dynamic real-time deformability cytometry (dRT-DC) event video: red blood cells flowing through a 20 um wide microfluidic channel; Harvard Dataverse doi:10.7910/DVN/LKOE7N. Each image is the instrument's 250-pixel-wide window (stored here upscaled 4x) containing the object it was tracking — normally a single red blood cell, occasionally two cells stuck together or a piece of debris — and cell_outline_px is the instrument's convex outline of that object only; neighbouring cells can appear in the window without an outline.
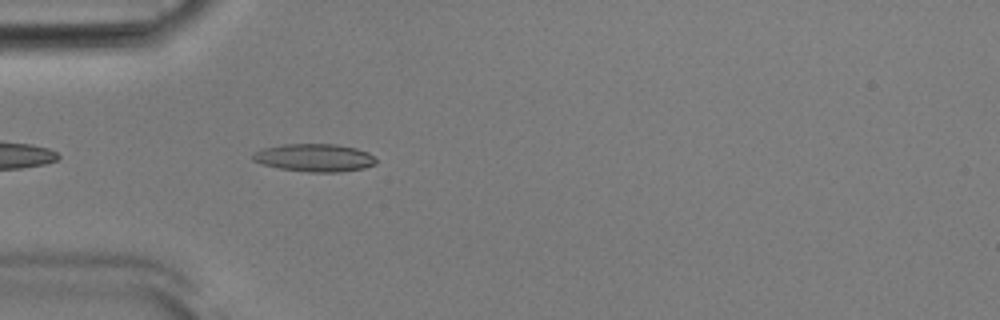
{"species": "Egyptian fruit bat (a non-hibernating species)", "species_latin": "Rousettus aegyptiacus", "temperature_condition": "room temperature", "stored_images_in_passage": 39, "camera_frame_rate_fps": 3000, "um_per_image_px": 0.085, "animal": {"sex": "male"}, "frame": {"image": 1, "passage_image": 3, "time_ms": 0.667, "image_size_px": [1000, 320], "cell_outline_px": [[376, 164], [364, 168], [340, 172], [308, 172], [280, 168], [264, 164], [252, 160], [252, 156], [256, 152], [264, 148], [284, 144], [336, 144], [356, 148], [368, 152], [376, 160]], "centroid_in_image_um": [26.76, 13.41], "position_along_channel_um": 58.2, "area_um2": 19.83}}
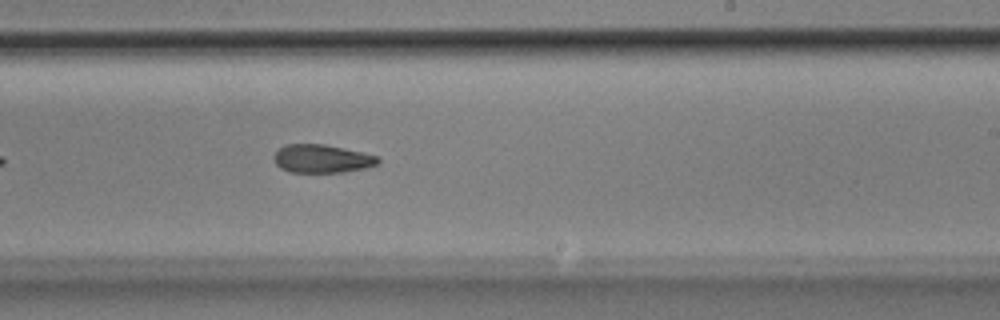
{"frame": {"image": 2, "passage_image": 19, "time_ms": 6.0, "image_size_px": [1000, 320], "cell_outline_px": [[380, 164], [364, 168], [344, 172], [288, 172], [280, 168], [276, 164], [272, 156], [284, 144], [324, 144], [344, 148], [376, 156], [380, 160]], "centroid_in_image_um": [27.33, 13.49], "position_along_channel_um": 261.7, "area_um2": 17.17}}
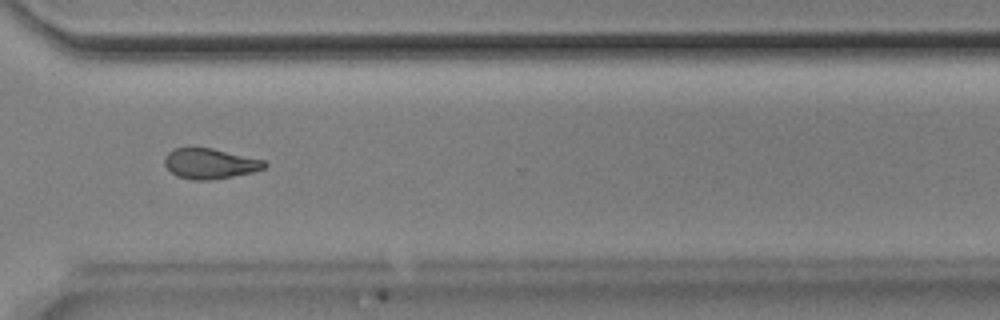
{"frame": {"image": 3, "passage_image": 26, "time_ms": 8.333, "image_size_px": [1000, 320], "cell_outline_px": [[268, 164], [264, 168], [252, 172], [212, 180], [192, 180], [176, 176], [164, 164], [164, 160], [168, 152], [176, 148], [212, 148], [264, 160]], "centroid_in_image_um": [17.84, 13.91], "position_along_channel_um": 352.8, "area_um2": 17.51}, "authors_computed_cell_mechanics": {"area_um2": 17.6868, "velocity_mm_per_s": 3.8991, "shape_relaxation_time_tau1_ms": null, "shape_relaxation_time_tau2_ms": 7.846, "deformation_change_tau1": null, "deformation_change_tau2": 0.1771}}